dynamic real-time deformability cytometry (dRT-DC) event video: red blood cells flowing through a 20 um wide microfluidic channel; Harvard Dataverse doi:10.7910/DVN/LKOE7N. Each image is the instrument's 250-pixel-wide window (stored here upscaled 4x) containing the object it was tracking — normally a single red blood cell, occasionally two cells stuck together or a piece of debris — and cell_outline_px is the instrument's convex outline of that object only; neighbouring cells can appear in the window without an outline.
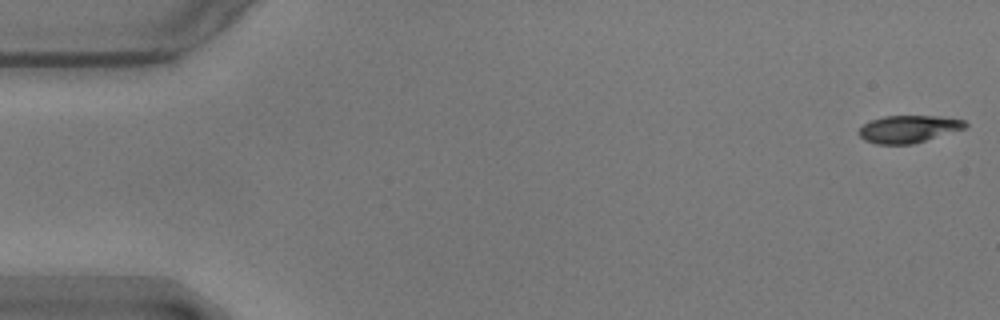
{"species": "common noctule bat (a hibernating species)", "species_latin": "Nyctalus noctula", "temperature_condition": "warm", "stored_images_in_passage": 56, "camera_frame_rate_fps": 3000, "um_per_image_px": 0.085, "animal": {"sex": "male", "body_mass_g": 17.9}, "frame": {"image": 1, "passage_image": 1, "time_ms": 0.0, "image_size_px": [1000, 320], "cell_outline_px": [[968, 124], [964, 128], [912, 144], [876, 144], [864, 140], [856, 132], [864, 124], [872, 120], [884, 116], [940, 116], [964, 120]], "centroid_in_image_um": [77.18, 10.96], "position_along_channel_um": 7.8, "area_um2": 16.76}}
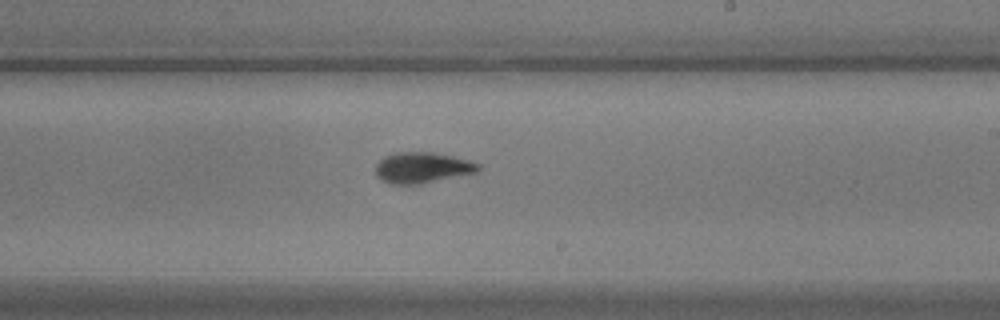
{"frame": {"image": 2, "passage_image": 33, "time_ms": 10.667, "image_size_px": [1000, 320], "cell_outline_px": [[480, 168], [476, 172], [420, 184], [388, 184], [380, 180], [376, 176], [376, 164], [384, 156], [396, 152], [432, 152], [472, 160], [480, 164]], "centroid_in_image_um": [35.87, 14.25], "position_along_channel_um": 253.1, "area_um2": 18.55}}
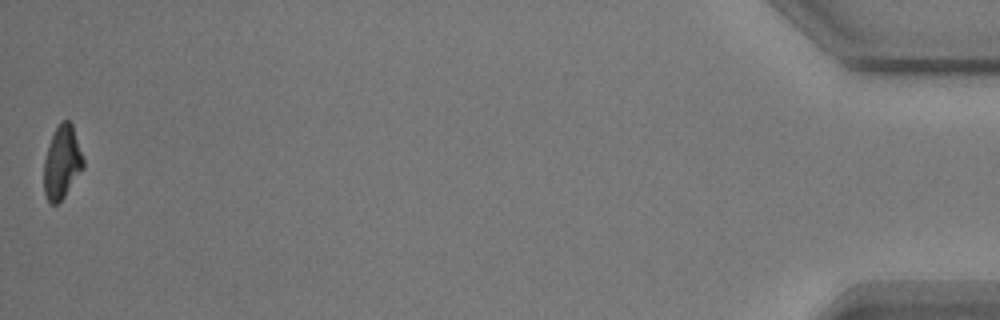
{"frame": {"image": 3, "passage_image": 56, "time_ms": 18.333, "image_size_px": [1000, 320], "cell_outline_px": [[84, 168], [64, 196], [56, 204], [52, 204], [48, 200], [44, 192], [44, 160], [48, 144], [56, 128], [64, 120], [68, 120], [72, 124], [84, 160]], "centroid_in_image_um": [5.27, 13.8], "position_along_channel_um": 429.9, "area_um2": 16.53}, "authors_computed_cell_mechanics": {"area_um2": 17.8891, "velocity_mm_per_s": 3.5636, "shape_relaxation_time_tau1_ms": 4.4629, "shape_relaxation_time_tau2_ms": 1.3785, "deformation_change_tau1": 0.1812, "deformation_change_tau2": 0.0655}}